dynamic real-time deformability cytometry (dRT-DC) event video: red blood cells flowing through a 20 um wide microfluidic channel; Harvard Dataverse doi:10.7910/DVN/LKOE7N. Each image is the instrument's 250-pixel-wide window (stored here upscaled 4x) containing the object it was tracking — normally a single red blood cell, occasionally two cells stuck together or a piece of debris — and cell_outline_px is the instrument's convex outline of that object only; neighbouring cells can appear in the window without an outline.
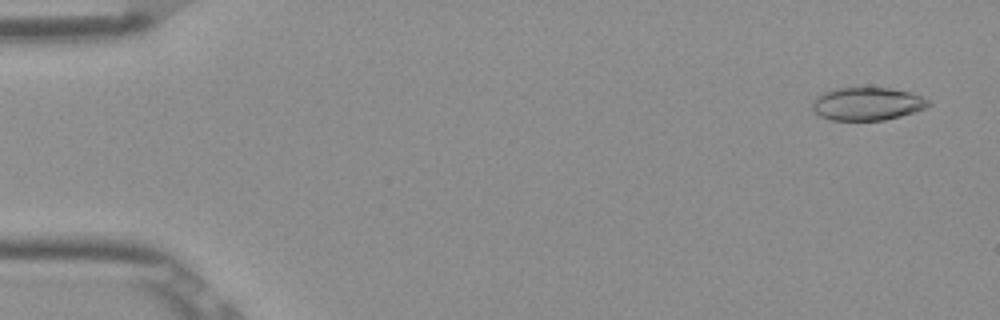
{"species": "Egyptian fruit bat (a non-hibernating species)", "species_latin": "Rousettus aegyptiacus", "temperature_condition": "room temperature", "stored_images_in_passage": 15, "camera_frame_rate_fps": 3000, "um_per_image_px": 0.085, "frame": {"image": 1, "passage_image": 3, "time_ms": 0.667, "image_size_px": [1000, 320], "cell_outline_px": [[932, 104], [924, 108], [900, 116], [884, 120], [832, 120], [820, 116], [812, 108], [812, 104], [816, 96], [824, 92], [836, 88], [888, 88], [908, 92], [920, 96], [928, 100]], "centroid_in_image_um": [73.68, 8.83], "position_along_channel_um": 11.3, "area_um2": 22.02}}